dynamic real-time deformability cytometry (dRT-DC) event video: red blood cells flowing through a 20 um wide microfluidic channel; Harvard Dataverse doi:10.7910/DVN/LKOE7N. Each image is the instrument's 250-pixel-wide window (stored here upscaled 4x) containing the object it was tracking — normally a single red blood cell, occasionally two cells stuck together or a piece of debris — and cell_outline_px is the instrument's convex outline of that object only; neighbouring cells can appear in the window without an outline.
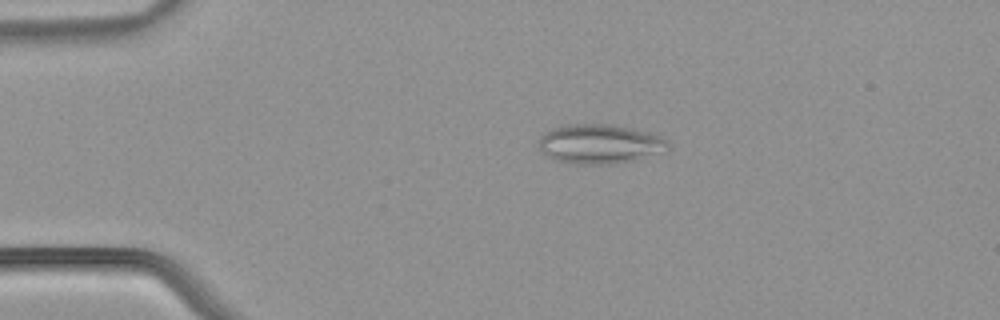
{"species": "common noctule bat (a hibernating species)", "species_latin": "Nyctalus noctula", "temperature_condition": "warm", "stored_images_in_passage": 51, "camera_frame_rate_fps": 3000, "um_per_image_px": 0.085, "animal": {"sex": "male", "body_mass_g": 21.5, "forearm_length_mm": 52.0}, "frame": {"image": 1, "passage_image": 11, "time_ms": 3.333, "image_size_px": [1000, 320], "cell_outline_px": [[672, 148], [664, 152], [616, 164], [580, 164], [556, 160], [540, 152], [540, 136], [544, 132], [560, 124], [608, 124], [648, 132], [660, 136], [668, 140]], "centroid_in_image_um": [50.99, 12.23], "position_along_channel_um": 34.0, "area_um2": 29.82}}
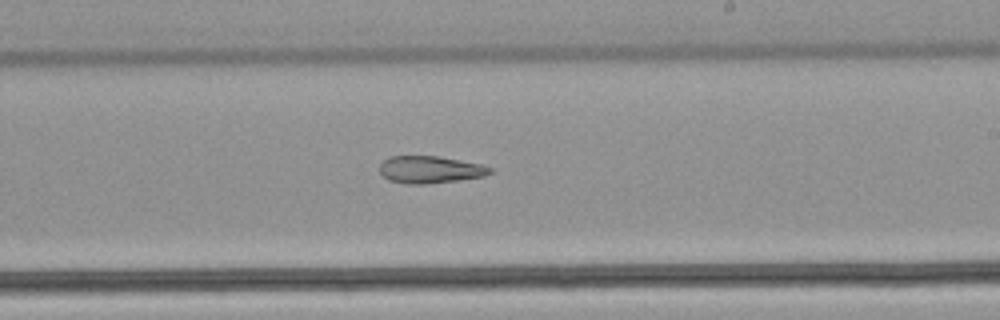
{"frame": {"image": 2, "passage_image": 31, "time_ms": 10.0, "image_size_px": [1000, 320], "cell_outline_px": [[492, 172], [484, 176], [460, 180], [424, 184], [408, 184], [388, 180], [380, 172], [380, 164], [388, 156], [440, 156], [480, 164], [492, 168]], "centroid_in_image_um": [36.55, 14.41], "position_along_channel_um": 252.5, "area_um2": 17.51}}
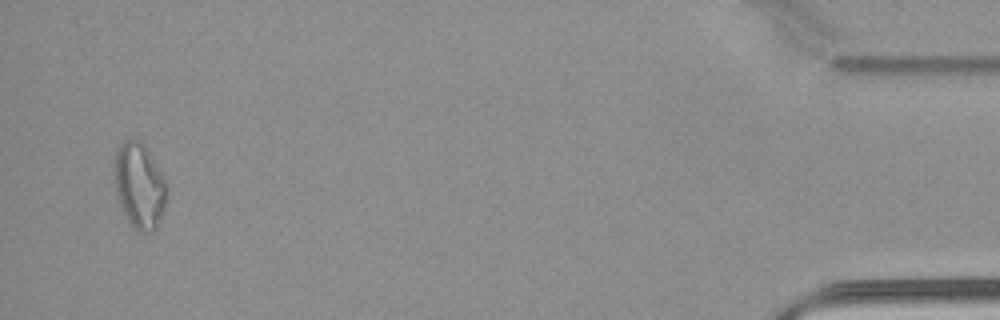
{"frame": {"image": 3, "passage_image": 50, "time_ms": 16.333, "image_size_px": [1000, 320], "cell_outline_px": [[168, 188], [164, 208], [156, 228], [152, 232], [140, 232], [132, 228], [128, 224], [124, 216], [112, 180], [112, 164], [116, 148], [124, 140], [132, 136], [140, 140], [144, 144], [168, 184]], "centroid_in_image_um": [11.79, 15.75], "position_along_channel_um": 423.4, "area_um2": 27.11}}